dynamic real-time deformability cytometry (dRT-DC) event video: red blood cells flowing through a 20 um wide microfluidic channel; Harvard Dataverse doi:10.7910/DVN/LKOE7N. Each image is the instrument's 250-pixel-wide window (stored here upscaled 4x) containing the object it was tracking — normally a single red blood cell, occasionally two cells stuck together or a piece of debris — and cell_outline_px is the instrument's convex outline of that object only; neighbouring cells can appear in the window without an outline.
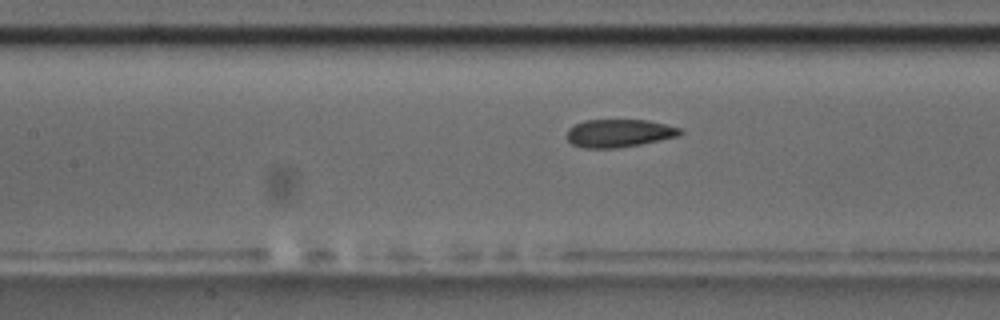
{"species": "common noctule bat (a hibernating species)", "species_latin": "Nyctalus noctula", "temperature_condition": "room temperature", "stored_images_in_passage": 28, "camera_frame_rate_fps": 3000, "um_per_image_px": 0.085, "animal": {"sex": "male", "body_mass_g": 17.5, "forearm_length_mm": 52.3}, "frame": {"image": 1, "passage_image": 11, "time_ms": 3.333, "image_size_px": [1000, 320], "cell_outline_px": [[680, 132], [668, 136], [632, 144], [576, 144], [568, 136], [568, 132], [572, 128], [580, 124], [596, 120], [636, 120], [676, 128]], "centroid_in_image_um": [52.57, 11.23], "position_along_channel_um": 154.8, "area_um2": 14.97}}
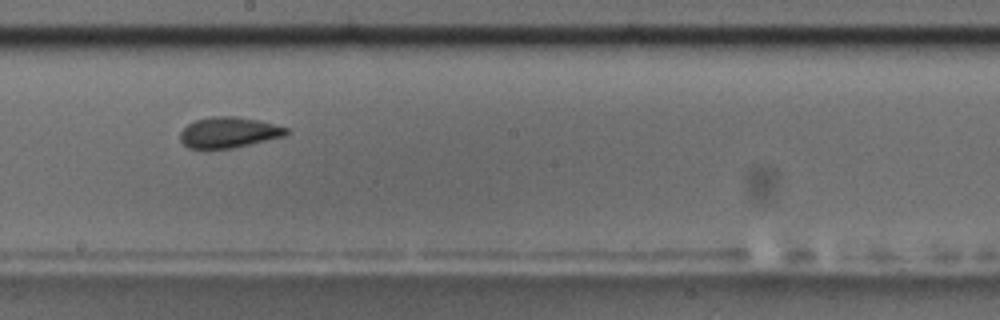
{"frame": {"image": 2, "passage_image": 17, "time_ms": 5.333, "image_size_px": [1000, 320], "cell_outline_px": [[284, 132], [272, 136], [240, 144], [216, 148], [196, 148], [188, 144], [184, 140], [184, 132], [192, 124], [204, 120], [240, 120], [284, 128]], "centroid_in_image_um": [19.3, 11.31], "position_along_channel_um": 228.9, "area_um2": 14.62}}
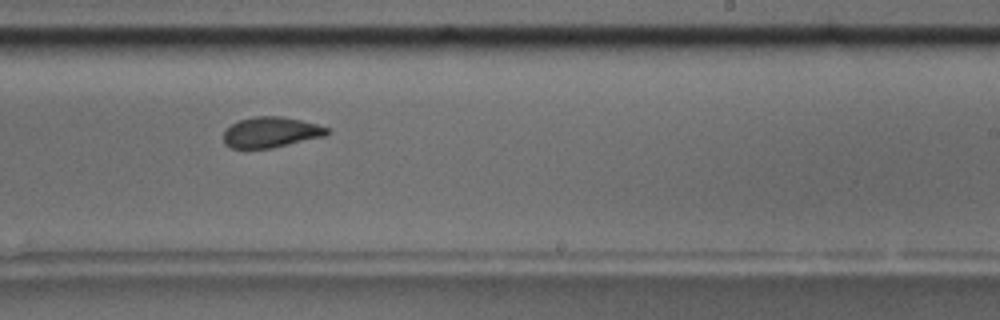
{"frame": {"image": 3, "passage_image": 20, "time_ms": 6.333, "image_size_px": [1000, 320], "cell_outline_px": [[328, 132], [280, 144], [260, 148], [236, 148], [228, 144], [224, 140], [224, 136], [228, 128], [244, 120], [292, 120], [324, 128]], "centroid_in_image_um": [22.83, 11.3], "position_along_channel_um": 266.2, "area_um2": 14.97}, "authors_computed_cell_mechanics": {"area_um2": 14.9702, "velocity_mm_per_s": 3.7239, "shape_relaxation_time_tau1_ms": null, "shape_relaxation_time_tau2_ms": 2.5247, "deformation_change_tau1": null, "deformation_change_tau2": 0.0696}}